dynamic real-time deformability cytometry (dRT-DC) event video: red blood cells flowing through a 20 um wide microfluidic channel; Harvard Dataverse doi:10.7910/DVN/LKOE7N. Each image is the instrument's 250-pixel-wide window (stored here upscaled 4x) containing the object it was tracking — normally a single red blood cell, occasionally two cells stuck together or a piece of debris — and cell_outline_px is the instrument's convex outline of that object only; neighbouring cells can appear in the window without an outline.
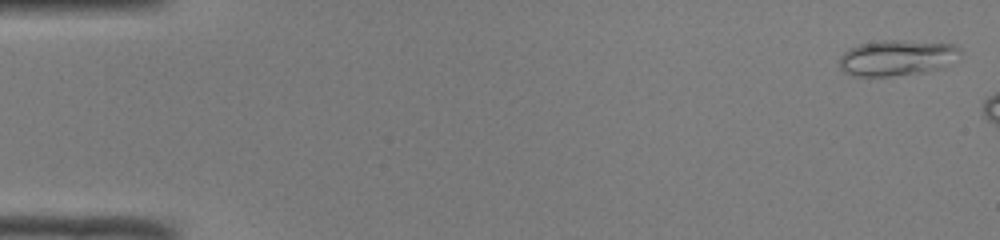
{"species": "common noctule bat (a hibernating species)", "species_latin": "Nyctalus noctula", "temperature_condition": "room temperature", "stored_images_in_passage": 6, "camera_frame_rate_fps": 3000, "um_per_image_px": 0.085, "animal": {"sex": "male", "body_mass_g": 19.0, "forearm_length_mm": 50.8}, "frame": {"image": 1, "passage_image": 1, "time_ms": 0.0, "image_size_px": [1000, 240], "cell_outline_px": [[960, 52], [936, 68], [924, 72], [888, 76], [852, 76], [844, 72], [840, 68], [840, 56], [844, 52], [860, 44], [884, 40], [896, 40], [956, 44], [960, 48]], "centroid_in_image_um": [76.13, 4.91], "position_along_channel_um": 8.9, "area_um2": 24.39}}